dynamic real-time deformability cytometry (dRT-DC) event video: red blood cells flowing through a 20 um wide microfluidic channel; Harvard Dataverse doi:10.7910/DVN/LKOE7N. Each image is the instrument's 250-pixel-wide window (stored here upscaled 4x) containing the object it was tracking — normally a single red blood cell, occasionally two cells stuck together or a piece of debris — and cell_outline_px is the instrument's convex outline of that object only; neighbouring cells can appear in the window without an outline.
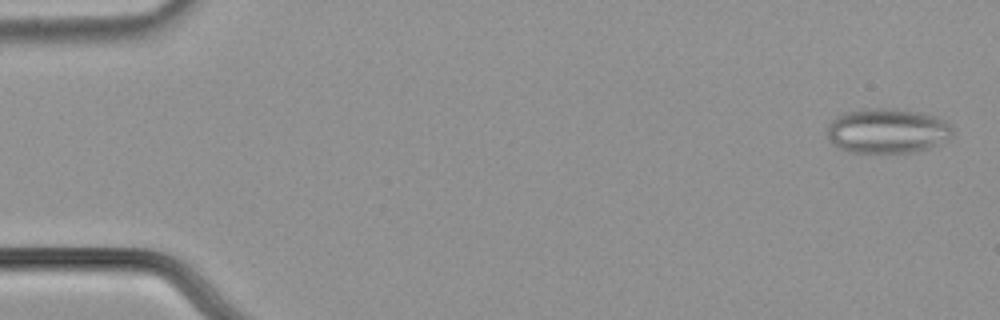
{"species": "common noctule bat (a hibernating species)", "species_latin": "Nyctalus noctula", "temperature_condition": "cold", "stored_images_in_passage": 56, "camera_frame_rate_fps": 3000, "um_per_image_px": 0.085, "animal": {"sex": "male", "body_mass_g": 21.5, "forearm_length_mm": 52.0}, "frame": {"image": 1, "passage_image": 2, "time_ms": 0.333, "image_size_px": [1000, 320], "cell_outline_px": [[952, 136], [948, 140], [928, 148], [912, 152], [848, 152], [836, 148], [828, 140], [828, 124], [836, 116], [844, 112], [860, 108], [896, 108], [920, 112], [936, 116], [944, 120], [952, 128]], "centroid_in_image_um": [75.38, 11.11], "position_along_channel_um": 9.6, "area_um2": 33.18}}
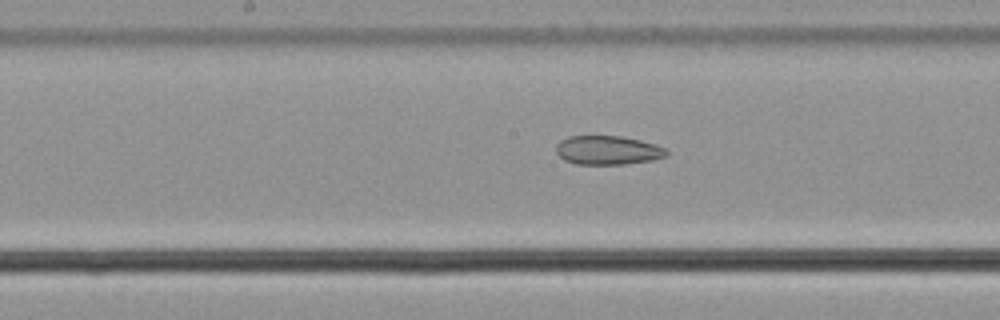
{"frame": {"image": 2, "passage_image": 29, "time_ms": 9.333, "image_size_px": [1000, 320], "cell_outline_px": [[668, 156], [652, 160], [624, 164], [576, 164], [564, 160], [556, 152], [556, 144], [560, 140], [568, 136], [620, 136], [640, 140], [656, 144], [664, 148], [668, 152]], "centroid_in_image_um": [51.65, 12.76], "position_along_channel_um": 196.5, "area_um2": 18.67}}
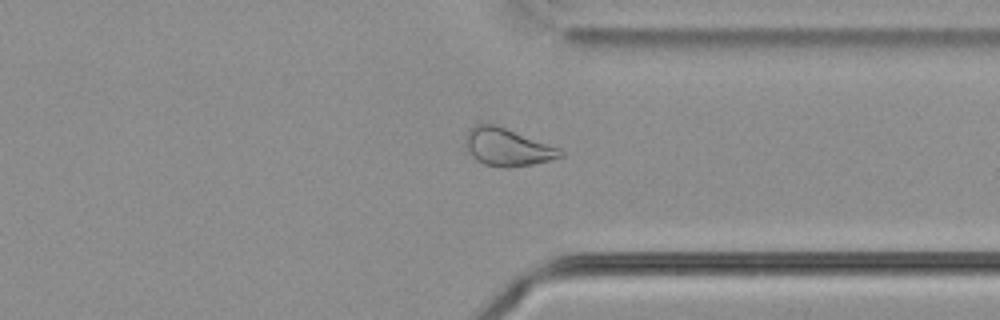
{"frame": {"image": 3, "passage_image": 43, "time_ms": 14.0, "image_size_px": [1000, 320], "cell_outline_px": [[564, 156], [532, 164], [508, 168], [504, 168], [484, 164], [476, 160], [468, 152], [464, 144], [464, 136], [468, 128], [476, 124], [492, 124], [504, 128], [560, 148], [564, 152]], "centroid_in_image_um": [43.07, 12.51], "position_along_channel_um": 368.3, "area_um2": 20.75}, "authors_computed_cell_mechanics": {"area_um2": 24.276, "velocity_mm_per_s": 3.6833, "shape_relaxation_time_tau1_ms": null, "shape_relaxation_time_tau2_ms": 5.4096, "deformation_change_tau1": null, "deformation_change_tau2": 0.1212}}